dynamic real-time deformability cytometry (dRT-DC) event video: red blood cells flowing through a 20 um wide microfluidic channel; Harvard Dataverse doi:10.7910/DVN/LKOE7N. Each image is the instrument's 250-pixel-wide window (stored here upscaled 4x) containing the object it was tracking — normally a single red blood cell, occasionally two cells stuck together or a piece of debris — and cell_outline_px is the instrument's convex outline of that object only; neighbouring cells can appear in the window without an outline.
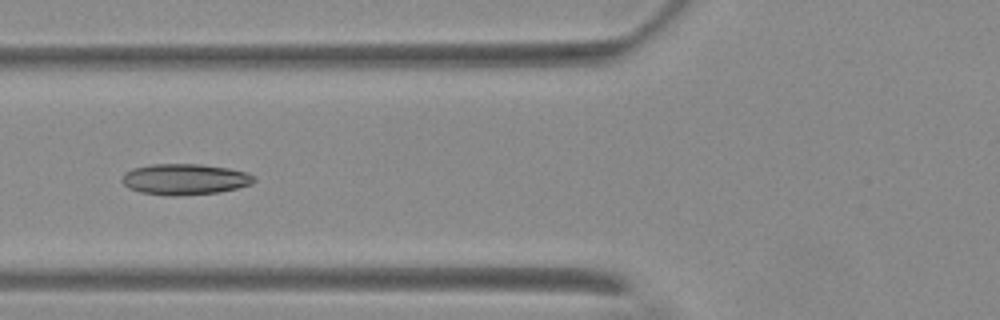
{"species": "Egyptian fruit bat (a non-hibernating species)", "species_latin": "Rousettus aegyptiacus", "temperature_condition": "warm", "stored_images_in_passage": 5, "camera_frame_rate_fps": 3000, "um_per_image_px": 0.085, "animal": {"sex": "female"}, "frame": {"image": 1, "passage_image": 4, "time_ms": 4.333, "image_size_px": [1000, 320], "cell_outline_px": [[256, 180], [252, 184], [220, 192], [176, 196], [164, 196], [140, 192], [128, 188], [120, 180], [124, 172], [132, 168], [152, 164], [200, 164], [228, 168], [248, 172]], "centroid_in_image_um": [15.67, 15.24], "position_along_channel_um": 110.1, "area_um2": 24.04}}
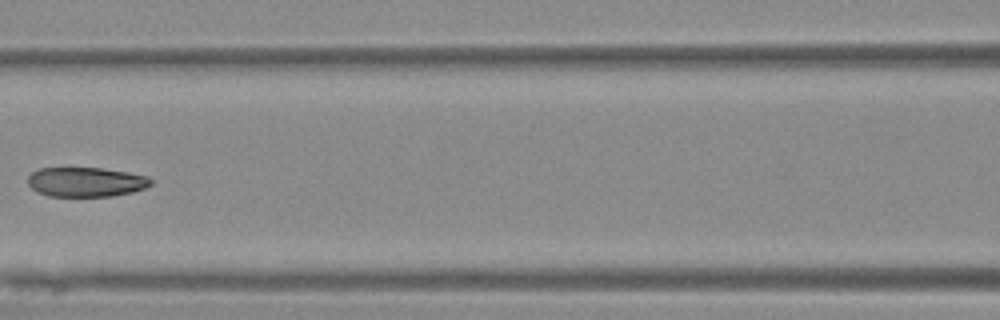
{"frame": {"image": 2, "passage_image": 5, "time_ms": 5.667, "image_size_px": [1000, 320], "cell_outline_px": [[152, 184], [144, 188], [132, 192], [112, 196], [48, 196], [36, 192], [28, 184], [28, 176], [32, 172], [40, 168], [100, 168], [128, 172], [148, 176], [152, 180]], "centroid_in_image_um": [7.3, 15.47], "position_along_channel_um": 159.3, "area_um2": 21.21}}